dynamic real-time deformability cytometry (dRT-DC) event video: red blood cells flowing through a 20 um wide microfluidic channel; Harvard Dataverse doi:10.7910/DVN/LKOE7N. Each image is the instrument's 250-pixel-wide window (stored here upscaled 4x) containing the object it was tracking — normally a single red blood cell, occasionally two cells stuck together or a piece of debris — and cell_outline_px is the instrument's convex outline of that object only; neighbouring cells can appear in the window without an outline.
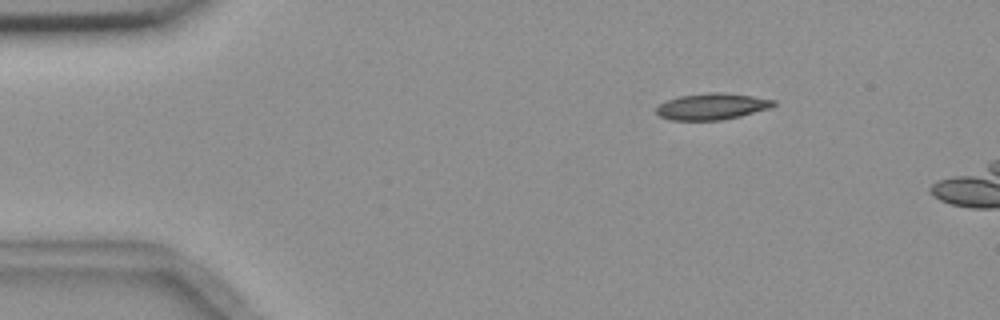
{"species": "common noctule bat (a hibernating species)", "species_latin": "Nyctalus noctula", "temperature_condition": "room temperature", "stored_images_in_passage": 4, "camera_frame_rate_fps": 3000, "um_per_image_px": 0.085, "animal": {"sex": "female", "body_mass_g": 18.4}, "frame": {"image": 1, "passage_image": 2, "time_ms": 1.0, "image_size_px": [1000, 320], "cell_outline_px": [[776, 104], [772, 108], [740, 116], [720, 120], [672, 120], [660, 116], [656, 112], [656, 108], [660, 104], [668, 100], [680, 96], [708, 92], [724, 92], [752, 96], [776, 100]], "centroid_in_image_um": [60.56, 9.04], "position_along_channel_um": 24.4, "area_um2": 18.03}}